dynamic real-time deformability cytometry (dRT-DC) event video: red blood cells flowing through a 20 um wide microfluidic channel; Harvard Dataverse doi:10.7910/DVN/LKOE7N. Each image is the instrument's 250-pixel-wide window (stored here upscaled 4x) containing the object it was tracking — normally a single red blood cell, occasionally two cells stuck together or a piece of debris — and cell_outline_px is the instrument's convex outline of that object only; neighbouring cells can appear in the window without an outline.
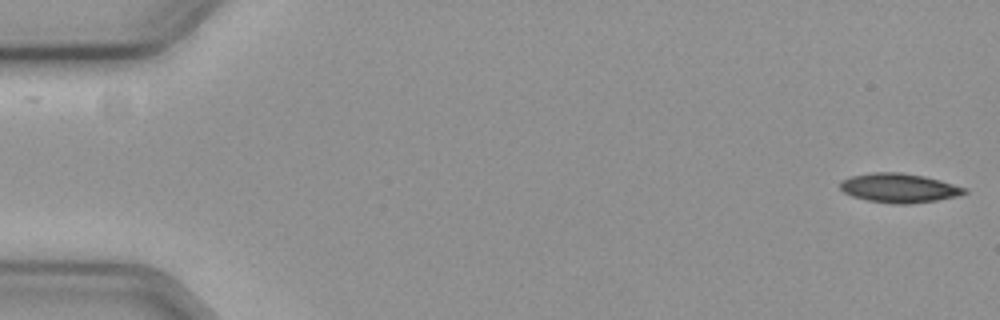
{"species": "common noctule bat (a hibernating species)", "species_latin": "Nyctalus noctula", "temperature_condition": "cold", "stored_images_in_passage": 9, "camera_frame_rate_fps": 3000, "um_per_image_px": 0.085, "animal": {"sex": "female", "body_mass_g": 19.3, "forearm_length_mm": 54.1}, "frame": {"image": 1, "passage_image": 1, "time_ms": 0.0, "image_size_px": [1000, 320], "cell_outline_px": [[968, 192], [956, 196], [936, 200], [908, 204], [892, 204], [868, 200], [852, 196], [844, 192], [840, 188], [840, 180], [852, 176], [872, 172], [900, 172], [924, 176], [940, 180], [968, 188]], "centroid_in_image_um": [76.42, 15.97], "position_along_channel_um": 8.6, "area_um2": 21.15}}